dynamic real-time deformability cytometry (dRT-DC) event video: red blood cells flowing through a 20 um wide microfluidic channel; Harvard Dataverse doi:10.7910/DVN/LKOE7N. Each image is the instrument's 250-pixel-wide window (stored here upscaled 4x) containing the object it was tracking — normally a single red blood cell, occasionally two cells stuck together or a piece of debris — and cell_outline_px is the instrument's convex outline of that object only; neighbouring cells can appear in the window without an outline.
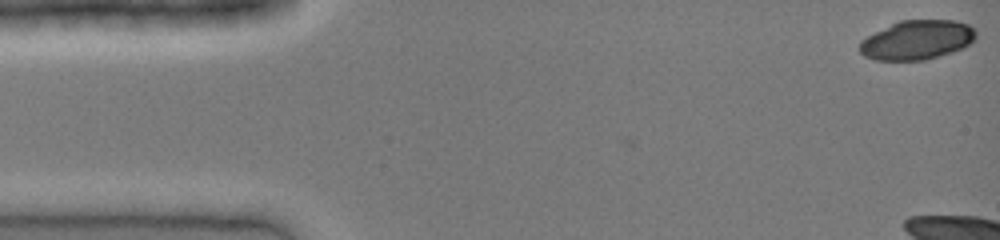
{"species": "common noctule bat (a hibernating species)", "species_latin": "Nyctalus noctula", "temperature_condition": "cold", "stored_images_in_passage": 2, "camera_frame_rate_fps": 3000, "um_per_image_px": 0.085, "animal": {"sex": "female", "body_mass_g": 19.0, "forearm_length_mm": 51.5}, "frame": {"image": 1, "passage_image": 2, "time_ms": 0.333, "image_size_px": [1000, 240], "cell_outline_px": [[976, 40], [964, 48], [952, 52], [924, 60], [876, 60], [864, 56], [860, 52], [860, 40], [900, 20], [956, 20], [968, 24], [976, 28]], "centroid_in_image_um": [78.01, 3.39], "position_along_channel_um": 7.0, "area_um2": 26.7}}